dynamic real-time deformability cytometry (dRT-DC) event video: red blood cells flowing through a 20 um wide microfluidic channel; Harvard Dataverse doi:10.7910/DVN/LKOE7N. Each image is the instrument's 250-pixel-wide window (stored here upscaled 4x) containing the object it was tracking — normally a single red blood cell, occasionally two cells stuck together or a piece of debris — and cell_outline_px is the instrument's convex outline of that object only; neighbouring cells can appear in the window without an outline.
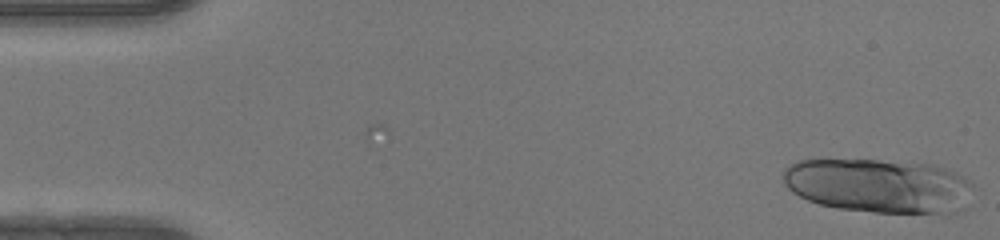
{"species": "human", "species_latin": "Homo sapiens", "temperature_condition": "warm", "stored_images_in_passage": 49, "segment_of_instrument_passage": [1, 2], "camera_frame_rate_fps": 3000, "um_per_image_px": 0.085, "donor": {"sex": "female"}, "frame": {"image": 1, "passage_image": 1, "time_ms": 0.0, "image_size_px": [1000, 240], "cell_outline_px": [[972, 184], [940, 212], [872, 212], [840, 208], [820, 204], [808, 200], [792, 192], [784, 184], [784, 168], [796, 160], [880, 160], [932, 164], [956, 172], [964, 176]], "centroid_in_image_um": [74.41, 15.71], "position_along_channel_um": 10.6, "area_um2": 57.51}}